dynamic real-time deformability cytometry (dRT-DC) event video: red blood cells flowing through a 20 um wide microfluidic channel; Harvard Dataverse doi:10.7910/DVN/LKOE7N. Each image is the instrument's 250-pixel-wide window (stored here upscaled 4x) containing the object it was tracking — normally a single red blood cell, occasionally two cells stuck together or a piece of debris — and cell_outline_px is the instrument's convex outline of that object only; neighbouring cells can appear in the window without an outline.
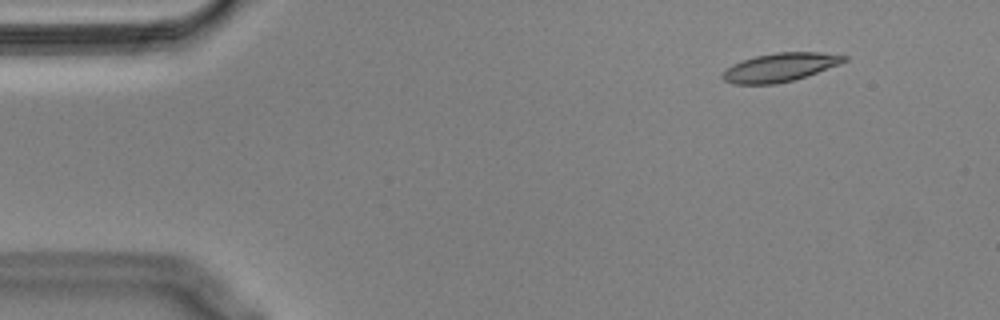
{"species": "Egyptian fruit bat (a non-hibernating species)", "species_latin": "Rousettus aegyptiacus", "temperature_condition": "cold", "stored_images_in_passage": 56, "camera_frame_rate_fps": 3000, "um_per_image_px": 0.085, "animal": {"sex": "male"}, "frame": {"image": 1, "passage_image": 6, "time_ms": 1.667, "image_size_px": [1000, 320], "cell_outline_px": [[848, 60], [840, 64], [796, 80], [776, 84], [732, 84], [724, 80], [720, 76], [732, 64], [756, 56], [776, 52], [820, 52], [848, 56]], "centroid_in_image_um": [66.33, 5.73], "position_along_channel_um": 18.7, "area_um2": 20.29}}
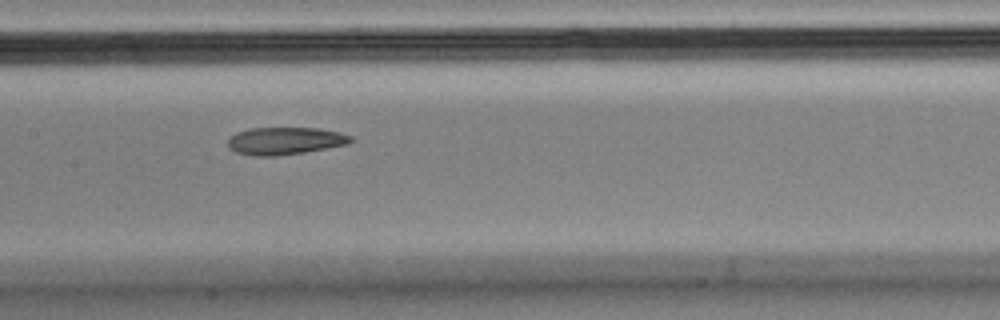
{"frame": {"image": 2, "passage_image": 27, "time_ms": 8.667, "image_size_px": [1000, 320], "cell_outline_px": [[352, 140], [348, 144], [304, 152], [276, 156], [252, 156], [236, 152], [228, 148], [228, 140], [236, 132], [248, 128], [320, 128], [340, 132], [352, 136]], "centroid_in_image_um": [24.21, 11.97], "position_along_channel_um": 183.2, "area_um2": 19.71}}
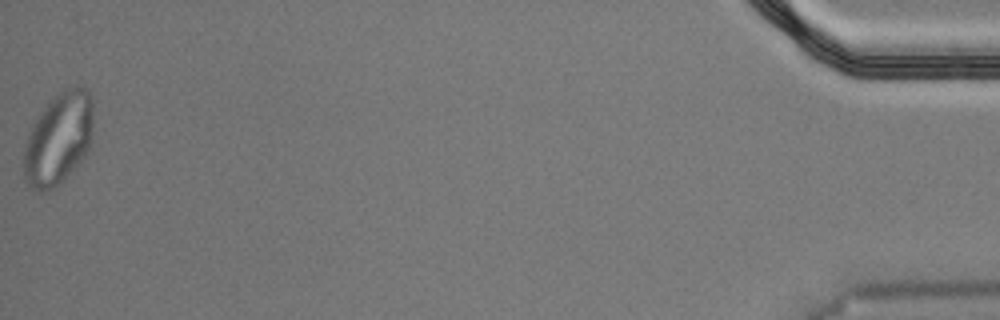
{"frame": {"image": 3, "passage_image": 56, "time_ms": 18.333, "image_size_px": [1000, 320], "cell_outline_px": [[92, 132], [88, 152], [60, 184], [52, 188], [40, 192], [28, 188], [24, 180], [24, 148], [28, 136], [40, 112], [60, 92], [76, 84], [84, 88], [92, 96]], "centroid_in_image_um": [4.97, 11.82], "position_along_channel_um": 430.2, "area_um2": 37.05}, "authors_computed_cell_mechanics": {"area_um2": 20.6346, "velocity_mm_per_s": 3.5739, "shape_relaxation_time_tau1_ms": null, "shape_relaxation_time_tau2_ms": 5.5071, "deformation_change_tau1": null, "deformation_change_tau2": 0.1214}}